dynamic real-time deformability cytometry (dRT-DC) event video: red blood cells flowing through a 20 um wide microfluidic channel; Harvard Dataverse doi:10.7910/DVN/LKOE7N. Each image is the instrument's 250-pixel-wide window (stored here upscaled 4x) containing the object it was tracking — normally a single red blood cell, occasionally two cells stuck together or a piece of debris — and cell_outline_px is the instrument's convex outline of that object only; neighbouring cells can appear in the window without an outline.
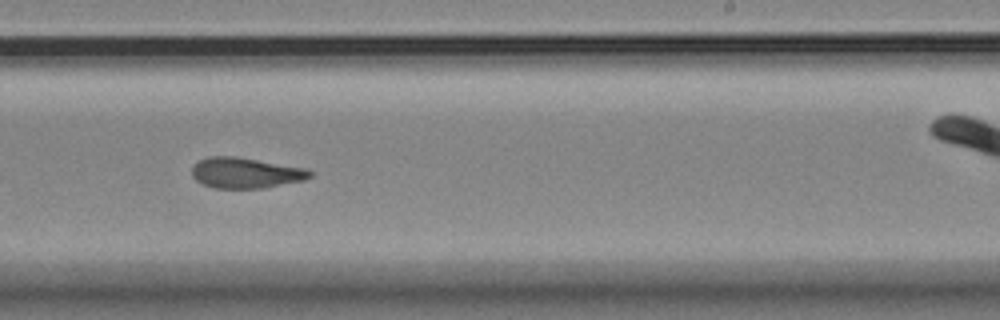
{"species": "Egyptian fruit bat (a non-hibernating species)", "species_latin": "Rousettus aegyptiacus", "temperature_condition": "room temperature", "stored_images_in_passage": 10, "camera_frame_rate_fps": 3000, "um_per_image_px": 0.085, "animal": {"sex": "female"}, "frame": {"image": 1, "passage_image": 6, "time_ms": 6.333, "image_size_px": [1000, 320], "cell_outline_px": [[312, 176], [304, 180], [264, 188], [216, 188], [204, 184], [196, 180], [192, 176], [192, 168], [200, 160], [208, 156], [236, 156], [308, 168], [312, 172]], "centroid_in_image_um": [20.91, 14.69], "position_along_channel_um": 268.1, "area_um2": 21.1}}